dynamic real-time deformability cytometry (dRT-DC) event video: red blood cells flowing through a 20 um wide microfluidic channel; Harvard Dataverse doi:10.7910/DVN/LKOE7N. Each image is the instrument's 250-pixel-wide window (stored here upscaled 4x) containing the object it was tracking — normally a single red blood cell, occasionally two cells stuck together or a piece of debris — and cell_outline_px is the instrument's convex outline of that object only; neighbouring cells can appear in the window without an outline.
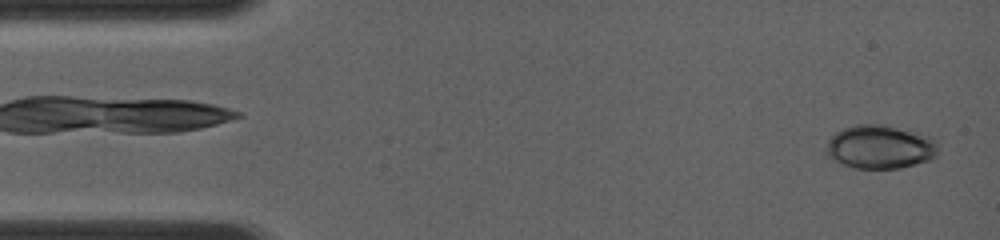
{"species": "common noctule bat (a hibernating species)", "species_latin": "Nyctalus noctula", "temperature_condition": "room temperature", "stored_images_in_passage": 28, "camera_frame_rate_fps": 4000, "um_per_image_px": 0.085, "animal": {"sex": "female", "body_mass_g": 19.0, "forearm_length_mm": 56.7}, "frame": {"image": 1, "passage_image": 3, "time_ms": 0.5, "image_size_px": [1000, 240], "cell_outline_px": [[936, 156], [928, 160], [916, 164], [900, 168], [856, 168], [840, 164], [832, 160], [824, 152], [824, 148], [828, 140], [836, 132], [844, 128], [856, 124], [876, 124], [912, 128], [932, 136], [936, 140]], "centroid_in_image_um": [74.81, 12.46], "position_along_channel_um": 10.2, "area_um2": 29.13}}
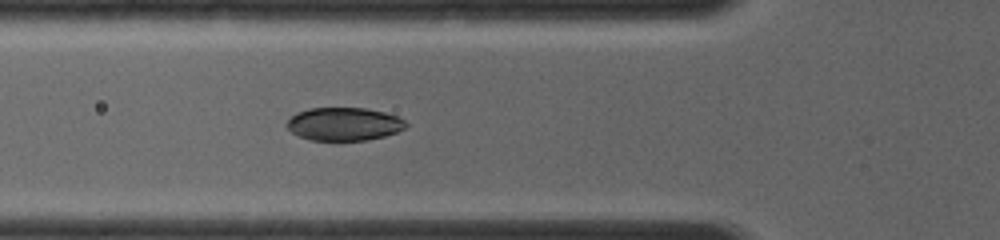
{"frame": {"image": 2, "passage_image": 20, "time_ms": 4.75, "image_size_px": [1000, 240], "cell_outline_px": [[408, 124], [404, 128], [396, 132], [384, 136], [368, 140], [312, 140], [300, 136], [292, 132], [284, 124], [296, 112], [308, 108], [364, 108], [384, 112], [400, 116]], "centroid_in_image_um": [29.24, 10.53], "position_along_channel_um": 96.6, "area_um2": 23.0}}
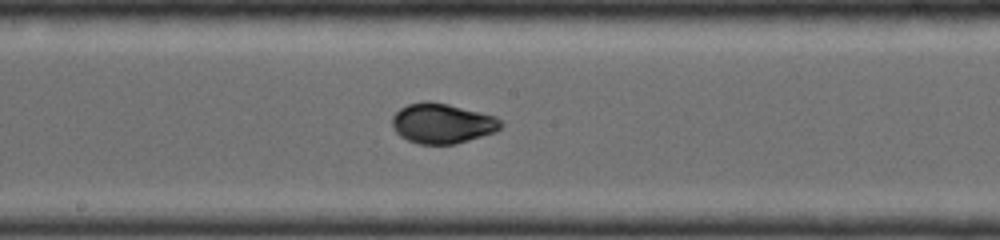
{"frame": {"image": 3, "passage_image": 28, "time_ms": 7.25, "image_size_px": [1000, 240], "cell_outline_px": [[504, 124], [496, 132], [456, 144], [420, 144], [408, 140], [400, 136], [392, 128], [392, 116], [400, 108], [408, 104], [424, 100], [428, 100], [448, 104], [496, 116]], "centroid_in_image_um": [37.58, 10.48], "position_along_channel_um": 210.6, "area_um2": 25.55}}